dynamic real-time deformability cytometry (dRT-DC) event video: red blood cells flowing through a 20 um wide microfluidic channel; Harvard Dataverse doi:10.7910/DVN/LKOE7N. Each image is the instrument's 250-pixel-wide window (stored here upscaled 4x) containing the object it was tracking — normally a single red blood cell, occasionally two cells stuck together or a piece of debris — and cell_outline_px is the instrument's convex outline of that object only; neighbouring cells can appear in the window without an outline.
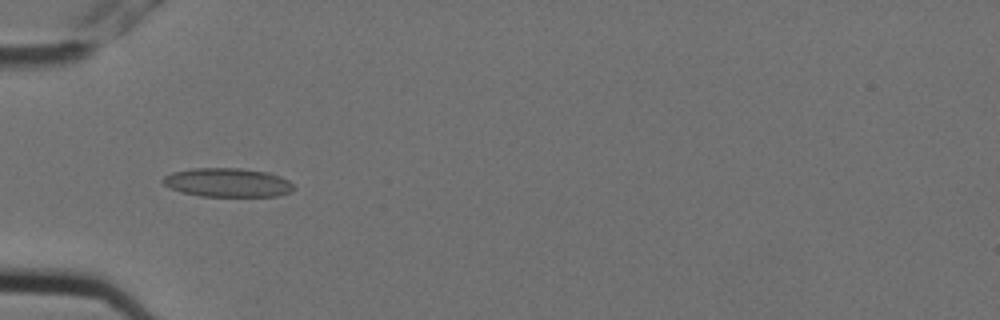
{"species": "Egyptian fruit bat (a non-hibernating species)", "species_latin": "Rousettus aegyptiacus", "temperature_condition": "cold", "stored_images_in_passage": 6, "camera_frame_rate_fps": 3000, "um_per_image_px": 0.085, "animal": {"sex": "female"}, "frame": {"image": 1, "passage_image": 3, "time_ms": 0.667, "image_size_px": [1000, 320], "cell_outline_px": [[292, 192], [276, 196], [200, 196], [180, 192], [164, 184], [160, 180], [164, 176], [172, 172], [192, 168], [240, 168], [268, 172], [280, 176], [288, 180], [292, 184]], "centroid_in_image_um": [19.32, 15.51], "position_along_channel_um": 65.7, "area_um2": 22.02}}
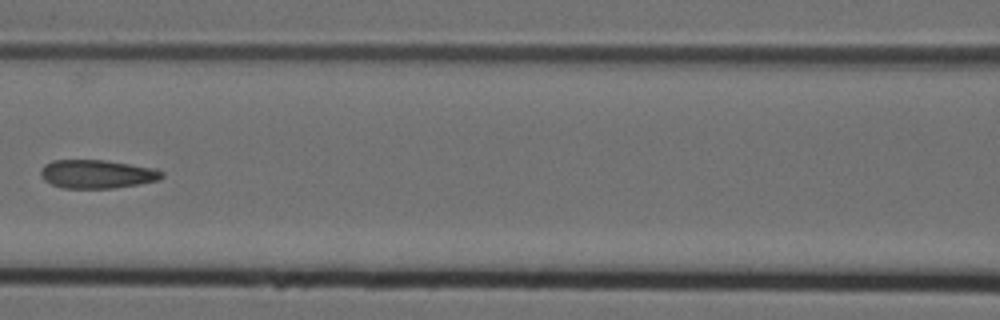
{"frame": {"image": 2, "passage_image": 5, "time_ms": 1.333, "image_size_px": [1000, 320], "cell_outline_px": [[164, 176], [160, 180], [112, 188], [64, 188], [52, 184], [44, 180], [40, 176], [40, 168], [44, 164], [52, 160], [104, 160], [160, 168], [164, 172]], "centroid_in_image_um": [8.27, 14.78], "position_along_channel_um": 158.3, "area_um2": 20.4}}
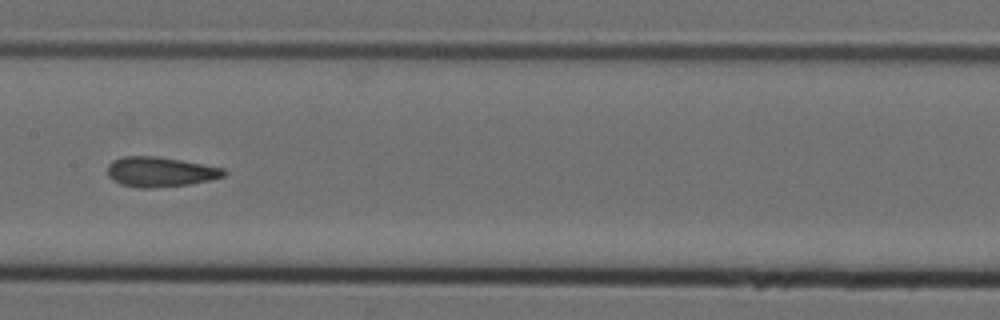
{"frame": {"image": 3, "passage_image": 6, "time_ms": 1.667, "image_size_px": [1000, 320], "cell_outline_px": [[228, 172], [224, 176], [212, 180], [188, 184], [152, 188], [136, 188], [120, 184], [112, 180], [108, 176], [108, 164], [112, 160], [124, 156], [160, 156], [224, 168]], "centroid_in_image_um": [13.61, 14.61], "position_along_channel_um": 193.8, "area_um2": 20.52}}